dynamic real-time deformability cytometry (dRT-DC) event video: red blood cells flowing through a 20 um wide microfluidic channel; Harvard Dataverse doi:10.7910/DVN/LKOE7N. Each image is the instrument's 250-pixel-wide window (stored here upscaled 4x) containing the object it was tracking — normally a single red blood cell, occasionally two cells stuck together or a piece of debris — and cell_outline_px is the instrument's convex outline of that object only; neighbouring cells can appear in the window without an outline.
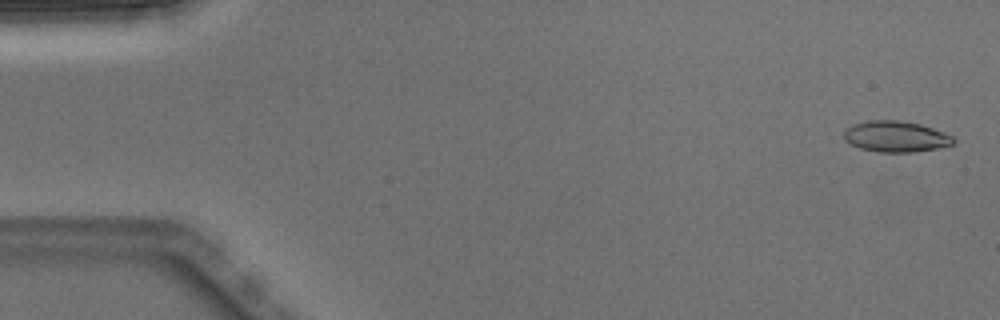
{"species": "Egyptian fruit bat (a non-hibernating species)", "species_latin": "Rousettus aegyptiacus", "temperature_condition": "warm", "stored_images_in_passage": 7, "camera_frame_rate_fps": 3000, "um_per_image_px": 0.085, "animal": {"sex": "male"}, "frame": {"image": 1, "passage_image": 1, "time_ms": 0.0, "image_size_px": [1000, 320], "cell_outline_px": [[956, 140], [952, 144], [936, 148], [912, 152], [880, 152], [860, 148], [844, 140], [844, 132], [852, 124], [868, 120], [900, 120], [920, 124], [944, 132], [952, 136]], "centroid_in_image_um": [76.13, 11.59], "position_along_channel_um": 8.9, "area_um2": 19.65}}
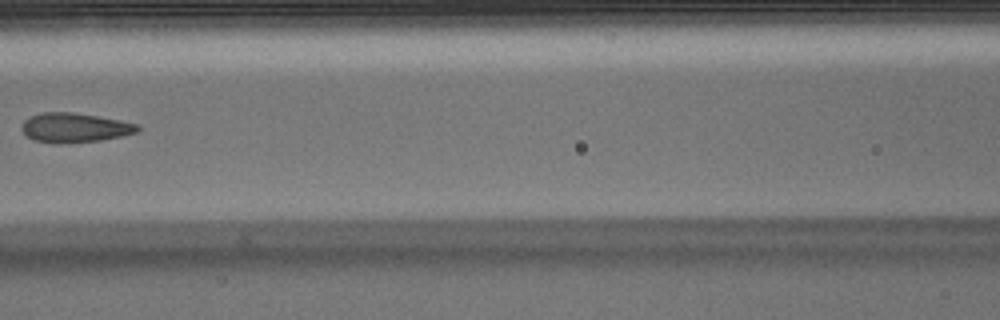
{"frame": {"image": 2, "passage_image": 6, "time_ms": 1.667, "image_size_px": [1000, 320], "cell_outline_px": [[140, 128], [136, 132], [120, 136], [100, 140], [68, 144], [60, 144], [32, 140], [20, 128], [24, 120], [28, 116], [40, 112], [72, 112], [120, 120], [140, 124]], "centroid_in_image_um": [6.31, 10.85], "position_along_channel_um": 160.3, "area_um2": 20.06}}
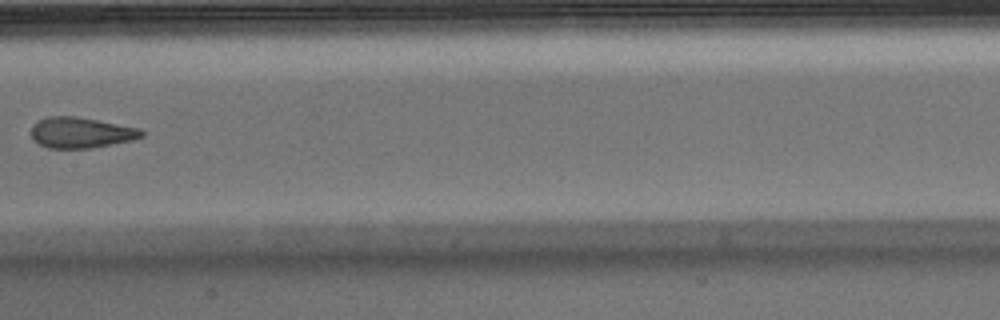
{"frame": {"image": 3, "passage_image": 7, "time_ms": 2.0, "image_size_px": [1000, 320], "cell_outline_px": [[144, 136], [132, 140], [92, 148], [48, 148], [40, 144], [32, 136], [32, 128], [40, 120], [48, 116], [76, 116], [140, 128], [144, 132]], "centroid_in_image_um": [6.93, 11.27], "position_along_channel_um": 200.5, "area_um2": 19.54}}